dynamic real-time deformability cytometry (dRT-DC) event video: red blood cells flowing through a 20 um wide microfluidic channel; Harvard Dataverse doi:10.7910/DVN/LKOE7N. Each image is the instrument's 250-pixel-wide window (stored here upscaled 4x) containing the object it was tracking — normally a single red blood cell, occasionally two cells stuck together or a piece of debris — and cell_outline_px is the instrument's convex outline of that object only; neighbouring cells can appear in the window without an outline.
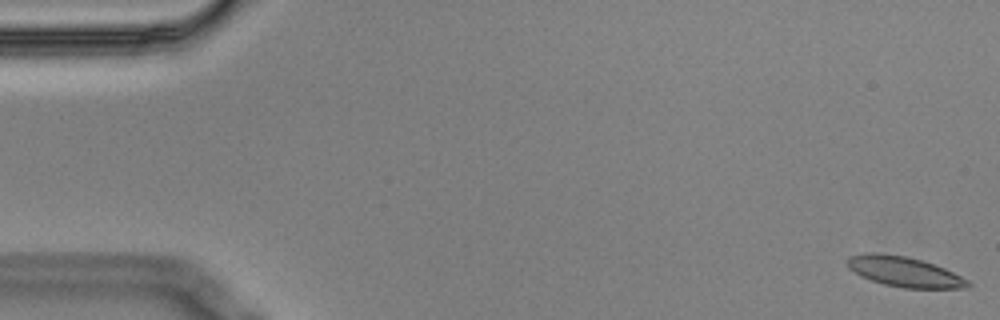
{"species": "Egyptian fruit bat (a non-hibernating species)", "species_latin": "Rousettus aegyptiacus", "temperature_condition": "cold", "stored_images_in_passage": 57, "camera_frame_rate_fps": 3000, "um_per_image_px": 0.085, "animal": {"sex": "male"}, "frame": {"image": 1, "passage_image": 1, "time_ms": 0.0, "image_size_px": [1000, 320], "cell_outline_px": [[972, 284], [968, 288], [904, 288], [884, 284], [860, 276], [848, 268], [848, 256], [864, 252], [876, 252], [904, 256], [920, 260], [944, 268], [968, 280]], "centroid_in_image_um": [76.84, 23.09], "position_along_channel_um": 8.2, "area_um2": 21.04}}
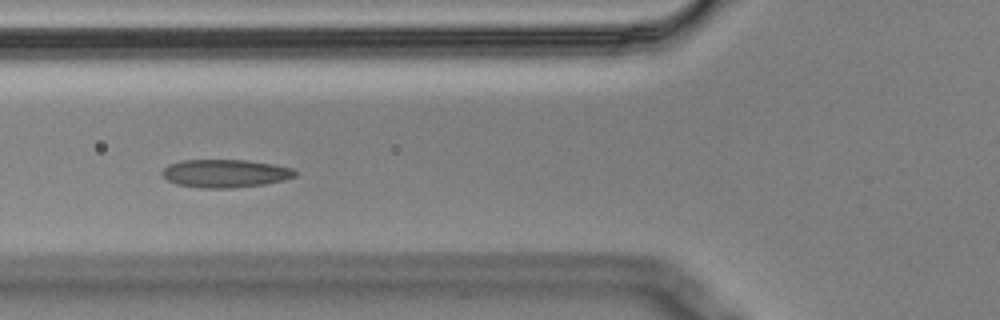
{"frame": {"image": 2, "passage_image": 21, "time_ms": 6.667, "image_size_px": [1000, 320], "cell_outline_px": [[296, 176], [284, 180], [264, 184], [232, 188], [200, 188], [176, 184], [168, 180], [160, 172], [168, 164], [180, 160], [244, 160], [272, 164], [292, 168], [296, 172]], "centroid_in_image_um": [19.11, 14.74], "position_along_channel_um": 106.7, "area_um2": 21.73}}
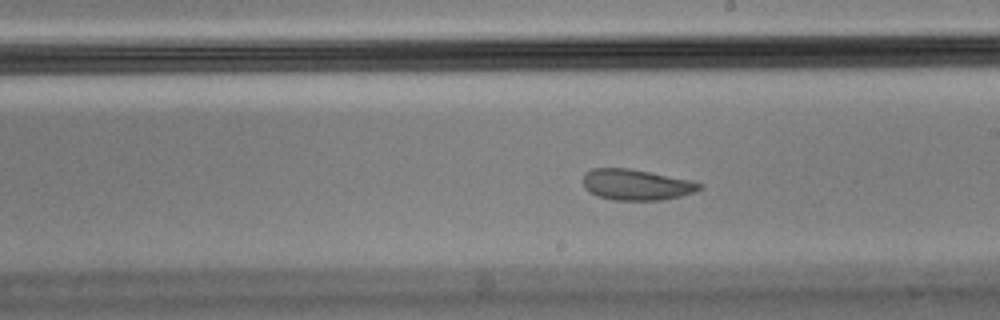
{"frame": {"image": 3, "passage_image": 32, "time_ms": 10.333, "image_size_px": [1000, 320], "cell_outline_px": [[704, 188], [696, 192], [680, 196], [660, 200], [616, 200], [596, 196], [588, 192], [584, 188], [584, 172], [592, 168], [632, 168], [692, 180], [704, 184]], "centroid_in_image_um": [54.11, 15.69], "position_along_channel_um": 234.9, "area_um2": 21.33}, "authors_computed_cell_mechanics": {"area_um2": 21.9062, "velocity_mm_per_s": 3.493, "shape_relaxation_time_tau1_ms": null, "shape_relaxation_time_tau2_ms": 1.5878, "deformation_change_tau1": null, "deformation_change_tau2": 0.0807}}